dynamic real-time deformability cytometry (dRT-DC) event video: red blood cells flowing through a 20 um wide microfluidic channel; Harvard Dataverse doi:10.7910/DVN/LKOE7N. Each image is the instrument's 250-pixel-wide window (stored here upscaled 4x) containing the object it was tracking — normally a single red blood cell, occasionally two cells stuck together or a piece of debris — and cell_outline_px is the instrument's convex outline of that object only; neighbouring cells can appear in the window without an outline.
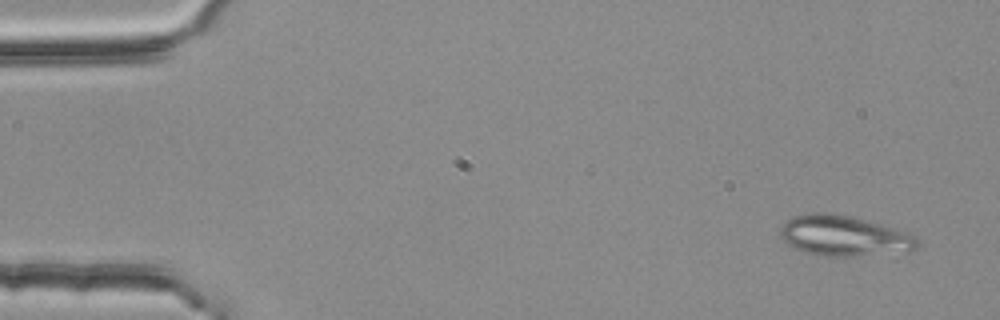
{"species": "common noctule bat (a hibernating species)", "species_latin": "Nyctalus noctula", "temperature_condition": "room temperature", "stored_images_in_passage": 4, "camera_frame_rate_fps": 3000, "um_per_image_px": 0.085, "animal": {"sex": "female", "body_mass_g": 25.1}, "frame": {"image": 1, "passage_image": 4, "time_ms": 1.0, "image_size_px": [1000, 320], "cell_outline_px": [[916, 248], [908, 252], [856, 256], [828, 256], [808, 252], [796, 248], [788, 244], [780, 236], [780, 228], [792, 216], [812, 212], [832, 212], [880, 224], [916, 236]], "centroid_in_image_um": [71.72, 20.04], "position_along_channel_um": 13.3, "area_um2": 31.91}}